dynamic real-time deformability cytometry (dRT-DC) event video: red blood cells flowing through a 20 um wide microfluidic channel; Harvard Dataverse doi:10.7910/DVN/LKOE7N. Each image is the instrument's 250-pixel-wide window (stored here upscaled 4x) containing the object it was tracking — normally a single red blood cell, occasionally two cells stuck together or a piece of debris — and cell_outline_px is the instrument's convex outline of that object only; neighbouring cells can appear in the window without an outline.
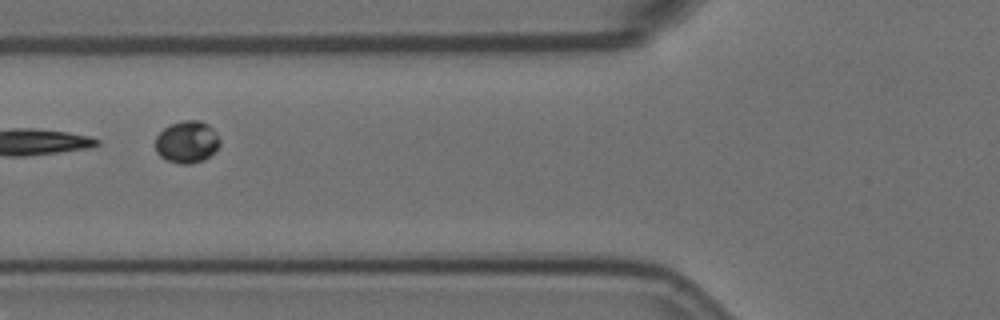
{"species": "Egyptian fruit bat (a non-hibernating species)", "species_latin": "Rousettus aegyptiacus", "temperature_condition": "room temperature", "stored_images_in_passage": 7, "segment_of_instrument_passage": [2, 2], "camera_frame_rate_fps": 3000, "um_per_image_px": 0.085, "animal": {"sex": "female"}, "frame": {"image": 1, "passage_image": 7, "time_ms": 2.0, "image_size_px": [1000, 320], "cell_outline_px": [[220, 144], [204, 160], [188, 164], [180, 164], [168, 160], [160, 156], [156, 152], [156, 136], [164, 128], [172, 124], [184, 120], [200, 120], [208, 124], [212, 128], [220, 140]], "centroid_in_image_um": [15.88, 12.06], "position_along_channel_um": 109.9, "area_um2": 15.61}}